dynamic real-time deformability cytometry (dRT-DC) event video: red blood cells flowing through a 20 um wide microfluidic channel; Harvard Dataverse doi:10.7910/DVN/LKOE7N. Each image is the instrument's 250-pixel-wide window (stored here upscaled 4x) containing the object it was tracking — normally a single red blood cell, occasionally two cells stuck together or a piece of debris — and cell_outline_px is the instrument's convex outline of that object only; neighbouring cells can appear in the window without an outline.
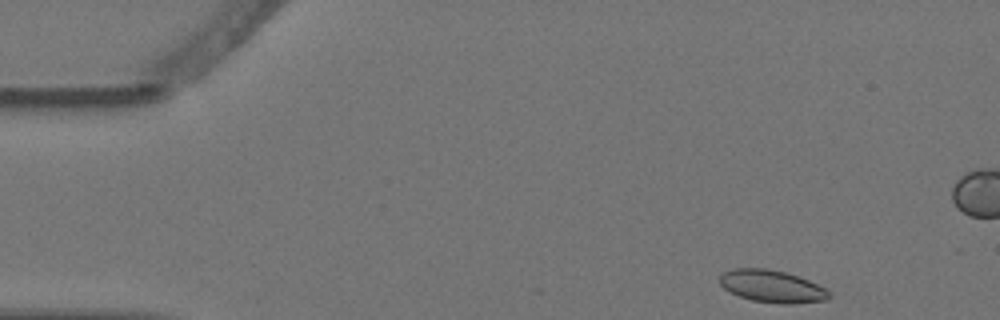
{"species": "Egyptian fruit bat (a non-hibernating species)", "species_latin": "Rousettus aegyptiacus", "temperature_condition": "warm", "stored_images_in_passage": 2, "camera_frame_rate_fps": 3000, "um_per_image_px": 0.085, "animal": {"sex": "female"}, "frame": {"image": 1, "passage_image": 1, "time_ms": 0.0, "image_size_px": [1000, 320], "cell_outline_px": [[832, 296], [828, 300], [792, 304], [780, 304], [752, 300], [728, 292], [720, 284], [720, 276], [724, 272], [732, 268], [768, 268], [784, 272], [808, 280], [824, 288]], "centroid_in_image_um": [65.6, 24.34], "position_along_channel_um": 19.4, "area_um2": 20.58}}